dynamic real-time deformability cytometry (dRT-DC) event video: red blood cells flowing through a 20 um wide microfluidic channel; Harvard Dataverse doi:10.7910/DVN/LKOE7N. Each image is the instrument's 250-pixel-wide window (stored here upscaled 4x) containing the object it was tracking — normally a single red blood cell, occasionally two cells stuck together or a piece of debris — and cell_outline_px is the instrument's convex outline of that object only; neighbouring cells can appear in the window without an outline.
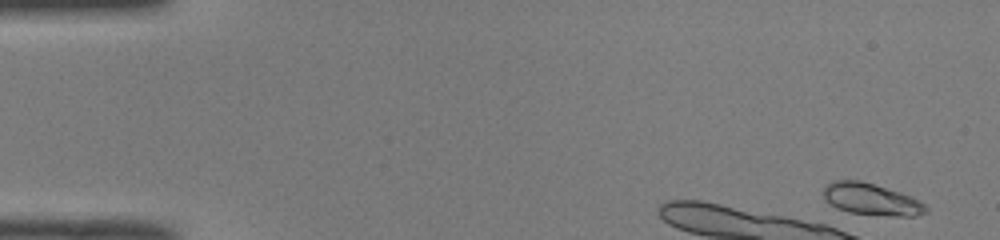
{"species": "common noctule bat (a hibernating species)", "species_latin": "Nyctalus noctula", "temperature_condition": "room temperature", "stored_images_in_passage": 4, "camera_frame_rate_fps": 3000, "um_per_image_px": 0.085, "animal": {"sex": "male", "body_mass_g": 19.0, "forearm_length_mm": 50.8}, "frame": {"image": 1, "passage_image": 2, "time_ms": 0.333, "image_size_px": [1000, 240], "cell_outline_px": [[928, 212], [916, 216], [892, 216], [848, 212], [836, 208], [824, 200], [824, 184], [832, 180], [860, 180], [900, 192], [924, 204], [928, 208]], "centroid_in_image_um": [74.01, 16.94], "position_along_channel_um": 11.0, "area_um2": 18.96}}